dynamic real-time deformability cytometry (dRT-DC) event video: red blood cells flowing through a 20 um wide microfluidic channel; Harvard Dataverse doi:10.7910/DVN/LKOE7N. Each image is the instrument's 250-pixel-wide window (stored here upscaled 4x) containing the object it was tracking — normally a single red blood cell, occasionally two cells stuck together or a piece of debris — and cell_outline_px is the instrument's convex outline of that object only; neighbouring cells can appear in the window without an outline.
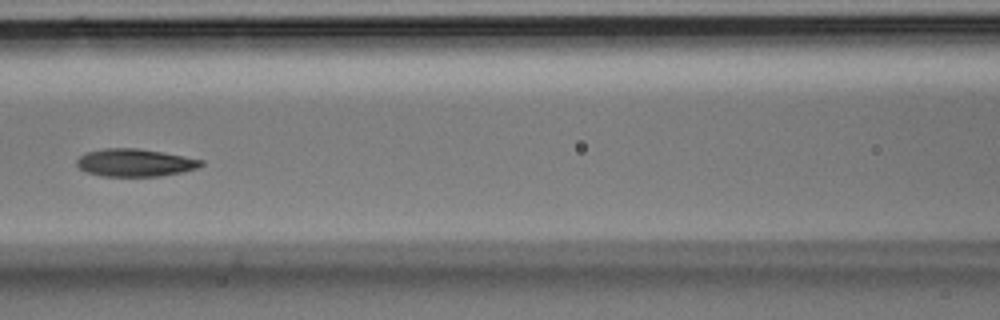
{"species": "Egyptian fruit bat (a non-hibernating species)", "species_latin": "Rousettus aegyptiacus", "temperature_condition": "room temperature", "stored_images_in_passage": 37, "camera_frame_rate_fps": 3000, "um_per_image_px": 0.085, "animal": {"sex": "male"}, "frame": {"image": 1, "passage_image": 16, "time_ms": 5.0, "image_size_px": [1000, 320], "cell_outline_px": [[204, 164], [196, 168], [180, 172], [160, 176], [100, 176], [88, 172], [80, 168], [76, 164], [76, 160], [80, 156], [88, 152], [104, 148], [136, 148], [184, 156], [204, 160]], "centroid_in_image_um": [11.46, 13.83], "position_along_channel_um": 155.1, "area_um2": 19.83}}
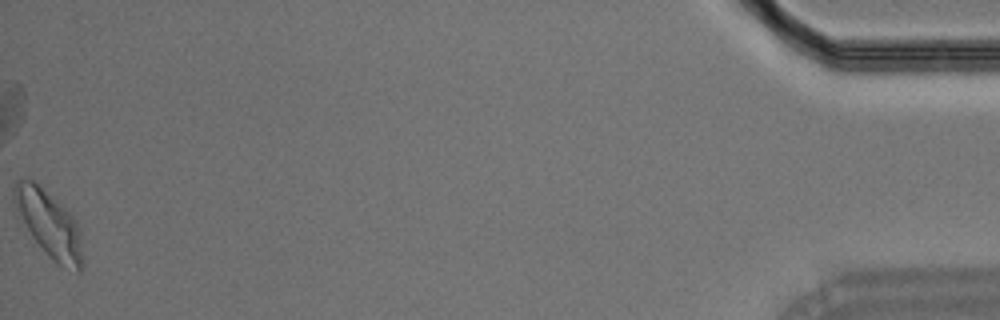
{"frame": {"image": 2, "passage_image": 37, "time_ms": 12.0, "image_size_px": [1000, 320], "cell_outline_px": [[84, 264], [80, 272], [76, 272], [64, 268], [56, 264], [52, 260], [32, 236], [12, 196], [12, 192], [16, 180], [24, 176], [28, 176], [60, 204], [76, 220], [80, 228], [84, 260]], "centroid_in_image_um": [4.23, 19.08], "position_along_channel_um": 431.0, "area_um2": 26.3}}